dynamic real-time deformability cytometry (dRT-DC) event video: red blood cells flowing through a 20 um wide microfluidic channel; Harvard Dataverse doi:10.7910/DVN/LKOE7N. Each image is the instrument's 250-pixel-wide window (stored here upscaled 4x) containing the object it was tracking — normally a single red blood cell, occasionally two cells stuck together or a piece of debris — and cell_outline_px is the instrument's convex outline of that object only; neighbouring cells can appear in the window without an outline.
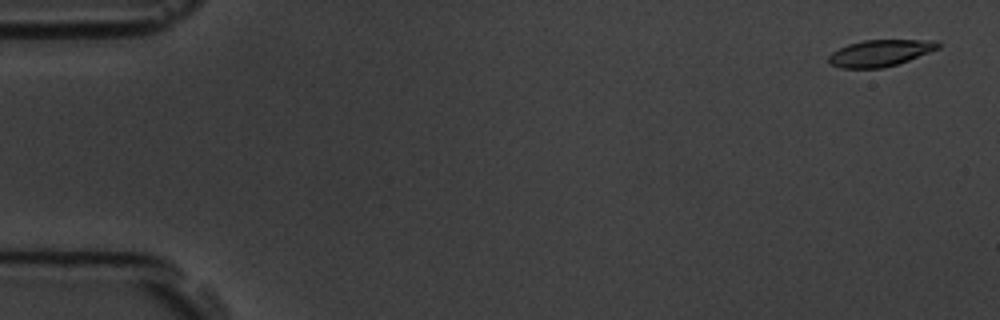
{"species": "common noctule bat (a hibernating species)", "species_latin": "Nyctalus noctula", "temperature_condition": "room temperature", "stored_images_in_passage": 5, "camera_frame_rate_fps": 3000, "um_per_image_px": 0.085, "animal": {"sex": "male", "body_mass_g": 19.5, "forearm_length_mm": 54.6}, "frame": {"image": 1, "passage_image": 1, "time_ms": 0.0, "image_size_px": [1000, 320], "cell_outline_px": [[940, 48], [908, 60], [884, 68], [840, 68], [832, 64], [828, 60], [828, 56], [832, 52], [848, 44], [864, 40], [936, 40], [940, 44]], "centroid_in_image_um": [74.81, 4.5], "position_along_channel_um": 10.2, "area_um2": 16.82}}
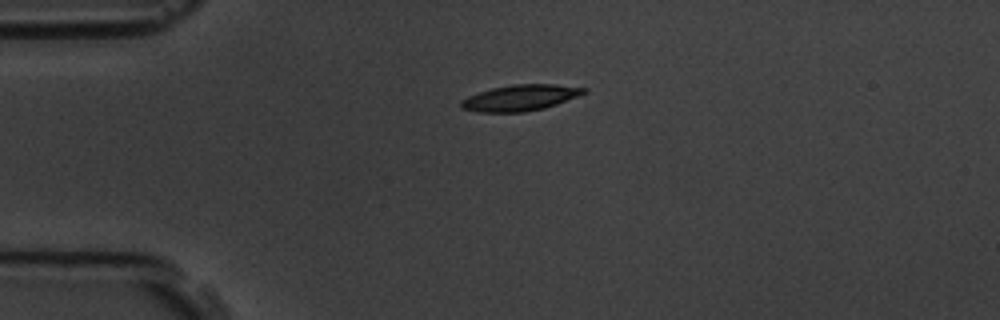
{"frame": {"image": 2, "passage_image": 4, "time_ms": 3.667, "image_size_px": [1000, 320], "cell_outline_px": [[588, 92], [580, 96], [544, 108], [524, 112], [476, 112], [460, 108], [460, 100], [468, 96], [492, 88], [512, 84], [556, 84], [588, 88]], "centroid_in_image_um": [44.24, 8.31], "position_along_channel_um": 40.8, "area_um2": 18.79}}